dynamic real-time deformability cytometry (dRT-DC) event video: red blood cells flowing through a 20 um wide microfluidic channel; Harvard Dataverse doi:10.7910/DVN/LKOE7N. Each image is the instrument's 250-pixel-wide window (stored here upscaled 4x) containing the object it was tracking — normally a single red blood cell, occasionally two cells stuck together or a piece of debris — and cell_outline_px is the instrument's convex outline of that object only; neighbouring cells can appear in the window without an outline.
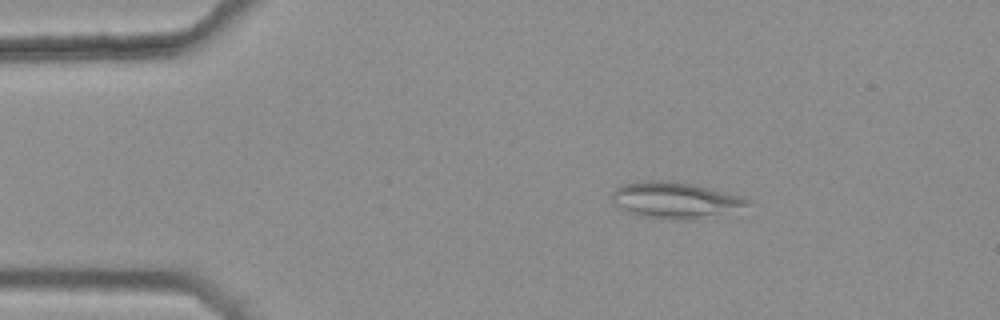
{"species": "common noctule bat (a hibernating species)", "species_latin": "Nyctalus noctula", "temperature_condition": "warm", "stored_images_in_passage": 44, "camera_frame_rate_fps": 3000, "um_per_image_px": 0.085, "animal": {"sex": "female", "body_mass_g": 25.1}, "frame": {"image": 1, "passage_image": 8, "time_ms": 2.333, "image_size_px": [1000, 320], "cell_outline_px": [[752, 204], [696, 220], [668, 220], [636, 216], [616, 208], [612, 204], [612, 192], [616, 188], [624, 184], [644, 180], [668, 180], [692, 184], [740, 196], [748, 200]], "centroid_in_image_um": [57.25, 17.03], "position_along_channel_um": 27.7, "area_um2": 28.78}}
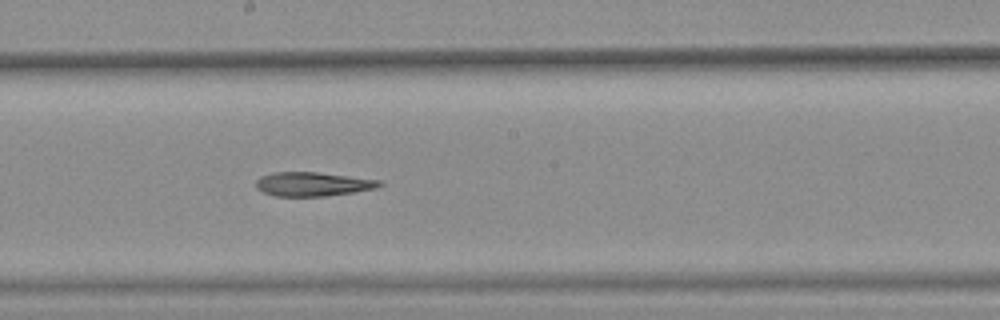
{"frame": {"image": 2, "passage_image": 28, "time_ms": 9.0, "image_size_px": [1000, 320], "cell_outline_px": [[384, 184], [376, 188], [328, 196], [276, 196], [264, 192], [256, 188], [256, 180], [260, 176], [272, 172], [316, 172], [380, 180]], "centroid_in_image_um": [26.56, 15.64], "position_along_channel_um": 221.6, "area_um2": 17.22}}
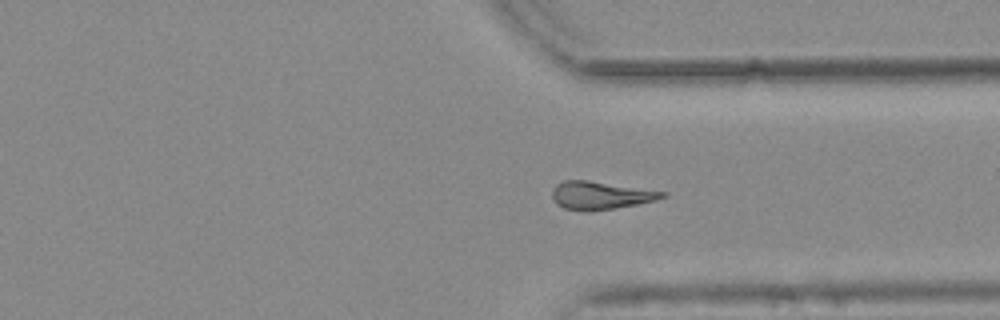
{"frame": {"image": 3, "passage_image": 39, "time_ms": 12.667, "image_size_px": [1000, 320], "cell_outline_px": [[668, 196], [656, 200], [636, 204], [612, 208], [564, 208], [556, 204], [552, 200], [552, 188], [556, 184], [564, 180], [588, 180], [668, 192]], "centroid_in_image_um": [51.06, 16.55], "position_along_channel_um": 360.3, "area_um2": 17.34}}